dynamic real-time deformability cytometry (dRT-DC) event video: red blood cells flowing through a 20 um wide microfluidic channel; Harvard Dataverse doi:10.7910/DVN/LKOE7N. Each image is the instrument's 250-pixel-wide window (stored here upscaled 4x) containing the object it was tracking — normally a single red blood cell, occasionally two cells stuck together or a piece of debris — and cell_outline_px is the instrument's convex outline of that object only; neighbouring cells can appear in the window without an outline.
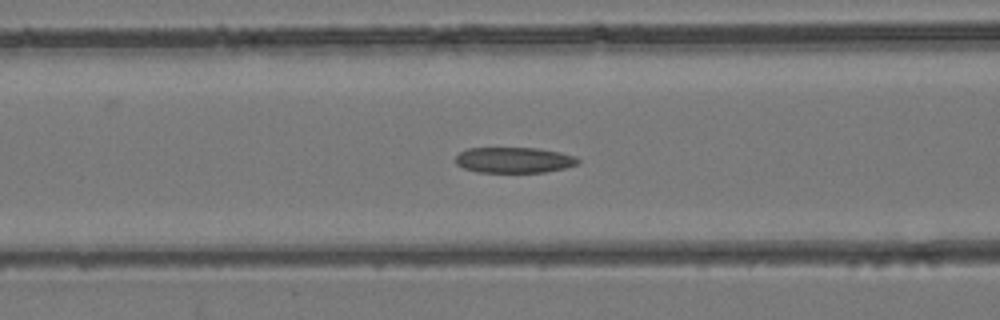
{"species": "common noctule bat (a hibernating species)", "species_latin": "Nyctalus noctula", "temperature_condition": "room temperature", "stored_images_in_passage": 29, "camera_frame_rate_fps": 3000, "um_per_image_px": 0.085, "animal": {"sex": "female", "body_mass_g": 24.6, "forearm_length_mm": 56.2}, "frame": {"image": 1, "passage_image": 8, "time_ms": 2.333, "image_size_px": [1000, 320], "cell_outline_px": [[580, 164], [564, 168], [544, 172], [476, 172], [464, 168], [456, 164], [456, 156], [460, 152], [468, 148], [540, 148], [560, 152], [576, 156], [580, 160]], "centroid_in_image_um": [43.72, 13.6], "position_along_channel_um": 122.9, "area_um2": 18.44}}
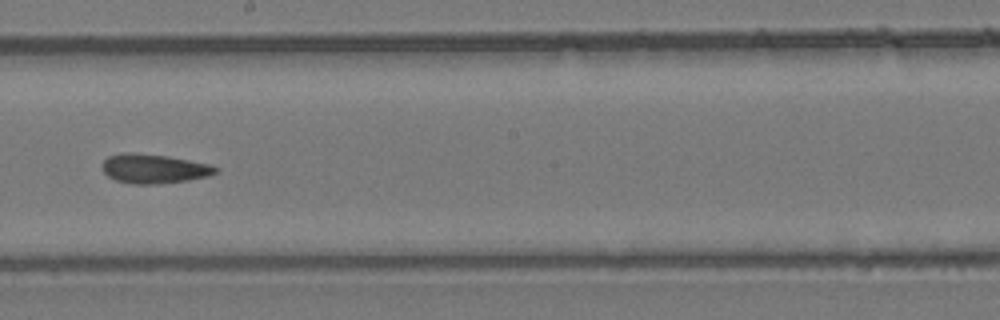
{"frame": {"image": 2, "passage_image": 15, "time_ms": 4.667, "image_size_px": [1000, 320], "cell_outline_px": [[216, 172], [208, 176], [188, 180], [156, 184], [132, 184], [116, 180], [108, 176], [104, 172], [100, 164], [108, 156], [120, 152], [132, 152], [168, 156], [208, 164], [216, 168]], "centroid_in_image_um": [13.0, 14.33], "position_along_channel_um": 235.2, "area_um2": 19.31}}
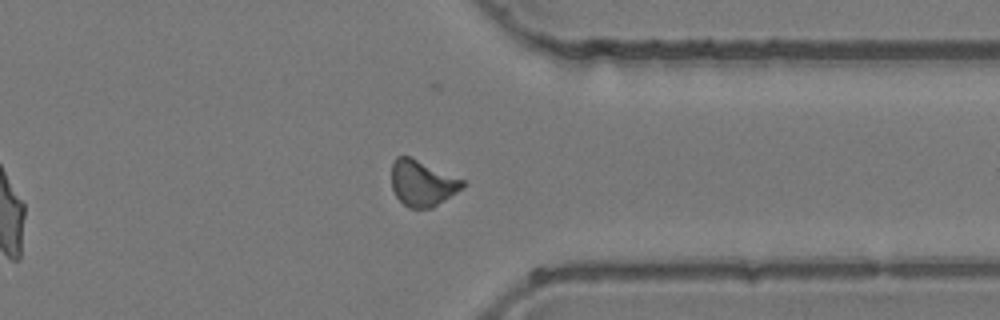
{"frame": {"image": 3, "passage_image": 24, "time_ms": 7.667, "image_size_px": [1000, 320], "cell_outline_px": [[464, 188], [432, 208], [408, 208], [396, 196], [392, 188], [392, 164], [396, 156], [408, 156], [464, 180]], "centroid_in_image_um": [35.89, 15.59], "position_along_channel_um": 375.5, "area_um2": 18.79}}